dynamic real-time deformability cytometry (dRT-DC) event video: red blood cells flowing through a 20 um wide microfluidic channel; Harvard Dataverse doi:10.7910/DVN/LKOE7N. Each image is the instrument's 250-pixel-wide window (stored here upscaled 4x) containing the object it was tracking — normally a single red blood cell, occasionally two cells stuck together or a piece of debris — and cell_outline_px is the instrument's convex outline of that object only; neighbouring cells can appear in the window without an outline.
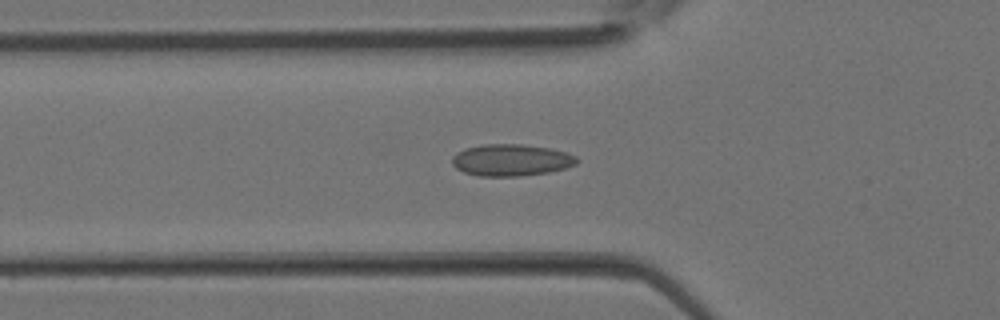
{"species": "Egyptian fruit bat (a non-hibernating species)", "species_latin": "Rousettus aegyptiacus", "temperature_condition": "room temperature", "stored_images_in_passage": 35, "camera_frame_rate_fps": 3000, "um_per_image_px": 0.085, "animal": {"sex": "female"}, "frame": {"image": 1, "passage_image": 11, "time_ms": 3.333, "image_size_px": [1000, 320], "cell_outline_px": [[580, 160], [576, 164], [564, 168], [548, 172], [516, 176], [480, 176], [464, 172], [456, 168], [452, 164], [452, 156], [456, 152], [464, 148], [484, 144], [520, 144], [552, 148], [576, 156]], "centroid_in_image_um": [43.43, 13.59], "position_along_channel_um": 82.4, "area_um2": 23.12}}
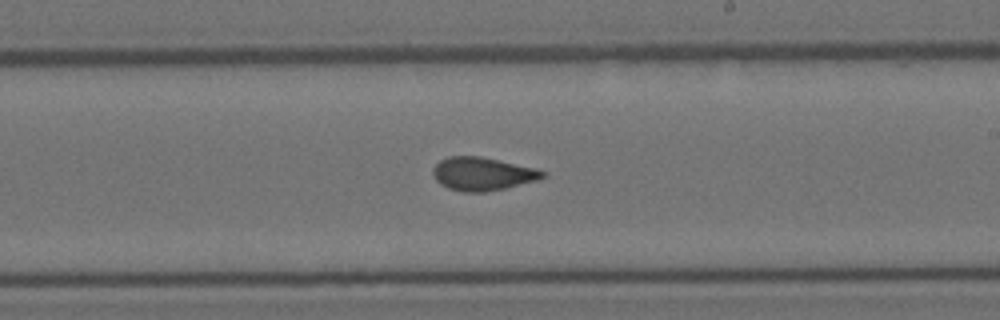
{"frame": {"image": 2, "passage_image": 20, "time_ms": 6.333, "image_size_px": [1000, 320], "cell_outline_px": [[548, 172], [544, 176], [536, 180], [504, 188], [484, 192], [464, 192], [448, 188], [440, 184], [436, 180], [432, 172], [432, 168], [440, 160], [448, 156], [480, 156], [500, 160], [536, 168]], "centroid_in_image_um": [40.99, 14.77], "position_along_channel_um": 248.0, "area_um2": 21.21}}
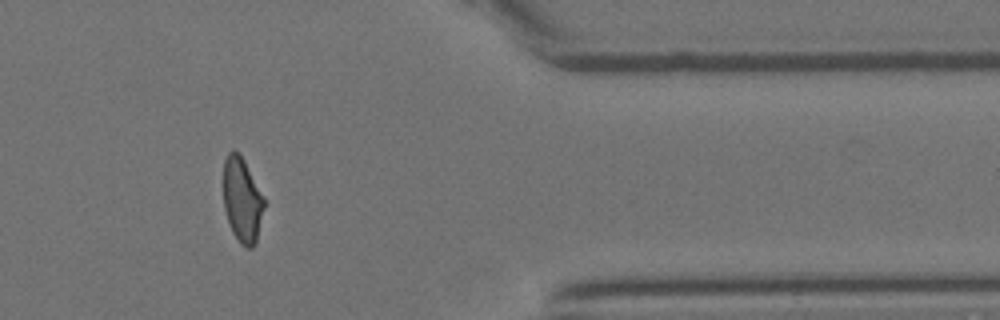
{"frame": {"image": 3, "passage_image": 29, "time_ms": 9.333, "image_size_px": [1000, 320], "cell_outline_px": [[264, 208], [256, 240], [252, 248], [248, 248], [240, 244], [232, 232], [224, 208], [224, 160], [228, 152], [232, 148], [244, 160], [264, 200]], "centroid_in_image_um": [20.56, 17.01], "position_along_channel_um": 390.8, "area_um2": 19.65}}